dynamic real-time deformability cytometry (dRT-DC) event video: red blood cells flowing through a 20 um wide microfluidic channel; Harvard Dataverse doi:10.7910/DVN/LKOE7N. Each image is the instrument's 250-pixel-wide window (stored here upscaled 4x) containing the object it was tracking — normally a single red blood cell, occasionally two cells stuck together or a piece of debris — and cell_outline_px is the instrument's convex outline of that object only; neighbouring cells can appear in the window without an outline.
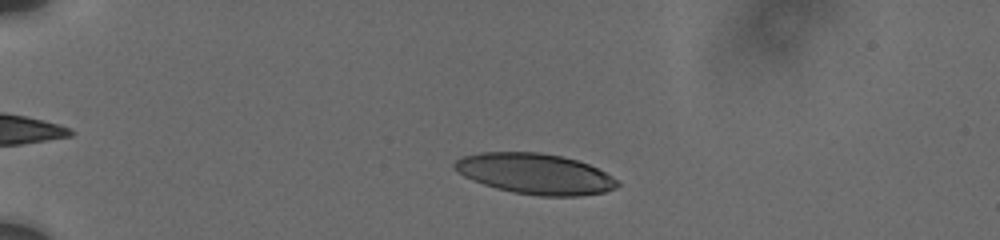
{"species": "human", "species_latin": "Homo sapiens", "temperature_condition": "cold", "stored_images_in_passage": 21, "camera_frame_rate_fps": 3000, "um_per_image_px": 0.085, "donor": {"sex": "male"}, "frame": {"image": 1, "passage_image": 7, "time_ms": 2.333, "image_size_px": [1000, 240], "cell_outline_px": [[620, 184], [616, 188], [604, 192], [580, 196], [540, 196], [512, 192], [496, 188], [472, 180], [456, 172], [452, 168], [452, 164], [460, 156], [480, 152], [540, 152], [560, 156], [576, 160], [588, 164], [620, 180]], "centroid_in_image_um": [45.45, 14.77], "position_along_channel_um": 39.5, "area_um2": 38.78}}
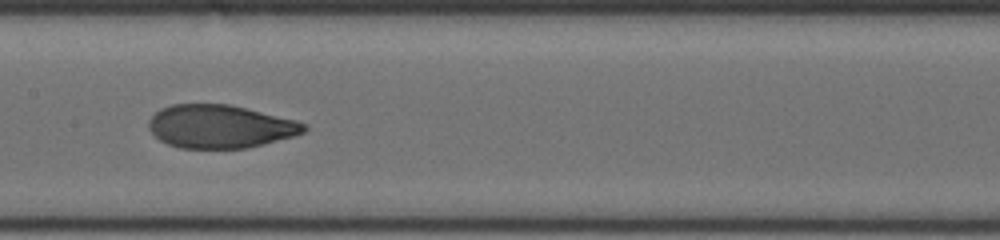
{"frame": {"image": 2, "passage_image": 17, "time_ms": 8.0, "image_size_px": [1000, 240], "cell_outline_px": [[308, 128], [304, 132], [292, 136], [264, 144], [248, 148], [180, 148], [168, 144], [160, 140], [148, 128], [148, 120], [160, 108], [172, 104], [228, 104], [296, 120], [304, 124]], "centroid_in_image_um": [18.68, 10.75], "position_along_channel_um": 188.7, "area_um2": 38.9}}
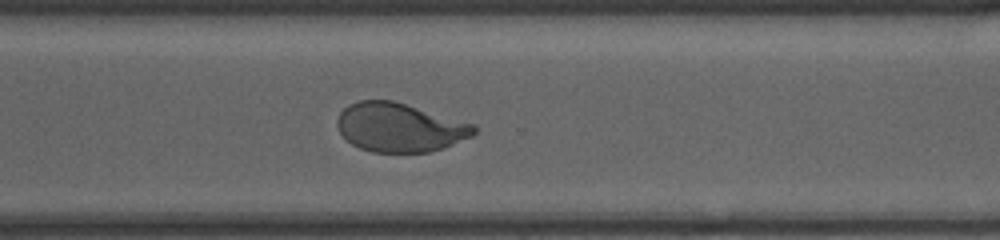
{"frame": {"image": 3, "passage_image": 21, "time_ms": 12.0, "image_size_px": [1000, 240], "cell_outline_px": [[476, 132], [472, 136], [444, 148], [432, 152], [372, 152], [360, 148], [352, 144], [340, 132], [336, 124], [336, 120], [340, 112], [348, 104], [360, 100], [392, 100], [476, 124]], "centroid_in_image_um": [33.98, 10.83], "position_along_channel_um": 336.6, "area_um2": 39.07}}